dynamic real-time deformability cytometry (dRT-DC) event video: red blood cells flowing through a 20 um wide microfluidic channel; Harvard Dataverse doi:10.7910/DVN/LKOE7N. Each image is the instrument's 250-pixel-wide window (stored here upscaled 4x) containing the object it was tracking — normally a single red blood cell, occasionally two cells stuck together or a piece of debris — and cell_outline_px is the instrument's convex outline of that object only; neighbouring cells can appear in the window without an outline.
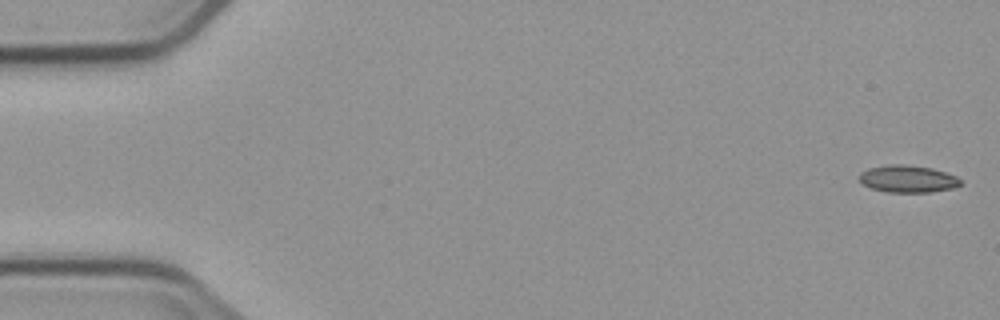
{"species": "common noctule bat (a hibernating species)", "species_latin": "Nyctalus noctula", "temperature_condition": "cold", "stored_images_in_passage": 5, "camera_frame_rate_fps": 3000, "um_per_image_px": 0.085, "animal": {"sex": "male", "body_mass_g": 23.1, "forearm_length_mm": 52.7}, "frame": {"image": 1, "passage_image": 1, "time_ms": 0.0, "image_size_px": [1000, 320], "cell_outline_px": [[960, 184], [956, 188], [932, 192], [888, 192], [872, 188], [864, 184], [860, 180], [860, 172], [868, 168], [888, 164], [904, 164], [932, 168], [956, 176], [960, 180]], "centroid_in_image_um": [77.17, 15.2], "position_along_channel_um": 7.8, "area_um2": 16.01}}
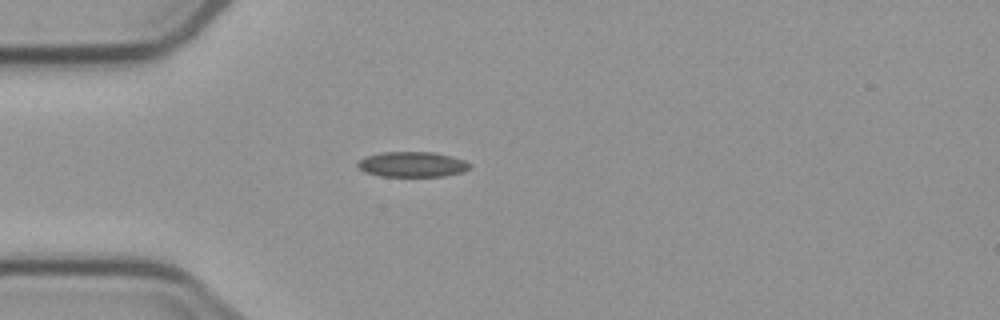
{"frame": {"image": 2, "passage_image": 5, "time_ms": 4.667, "image_size_px": [1000, 320], "cell_outline_px": [[472, 168], [464, 172], [444, 176], [380, 176], [364, 172], [356, 164], [356, 160], [364, 156], [384, 152], [432, 152], [452, 156], [464, 160], [472, 164]], "centroid_in_image_um": [35.05, 13.97], "position_along_channel_um": 50.0, "area_um2": 16.76}}